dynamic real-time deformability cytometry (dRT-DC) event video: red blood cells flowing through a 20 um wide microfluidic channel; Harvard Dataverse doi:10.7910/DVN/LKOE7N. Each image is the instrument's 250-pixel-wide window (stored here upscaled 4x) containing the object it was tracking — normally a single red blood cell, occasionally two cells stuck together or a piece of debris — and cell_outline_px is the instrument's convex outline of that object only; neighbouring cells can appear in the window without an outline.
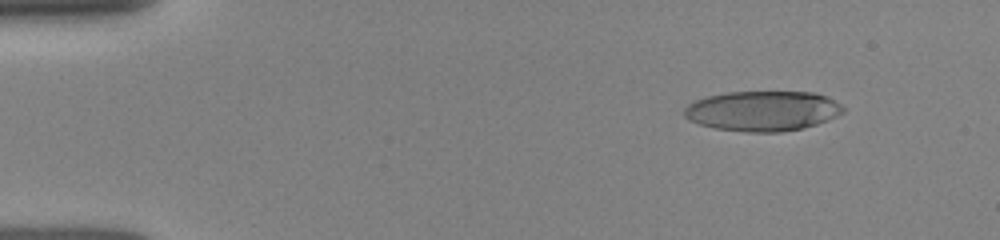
{"species": "human", "species_latin": "Homo sapiens", "temperature_condition": "room temperature", "stored_images_in_passage": 9, "camera_frame_rate_fps": 3000, "um_per_image_px": 0.085, "donor": {"sex": "female"}, "frame": {"image": 1, "passage_image": 2, "time_ms": 1.0, "image_size_px": [1000, 240], "cell_outline_px": [[844, 112], [836, 116], [816, 124], [800, 128], [780, 132], [748, 132], [716, 128], [700, 124], [688, 120], [684, 116], [684, 108], [688, 104], [696, 100], [708, 96], [728, 92], [816, 92], [828, 96], [840, 104], [844, 108]], "centroid_in_image_um": [64.83, 9.42], "position_along_channel_um": 20.2, "area_um2": 36.99}}
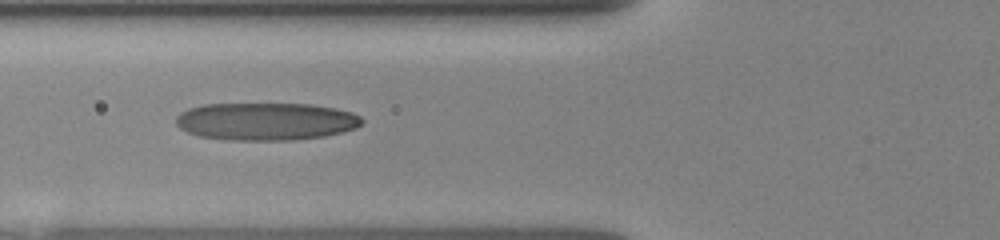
{"frame": {"image": 2, "passage_image": 7, "time_ms": 5.333, "image_size_px": [1000, 240], "cell_outline_px": [[364, 120], [356, 128], [324, 136], [292, 140], [228, 140], [200, 136], [188, 132], [180, 128], [176, 124], [176, 116], [180, 112], [188, 108], [204, 104], [312, 104], [336, 108], [352, 112], [360, 116]], "centroid_in_image_um": [22.59, 10.31], "position_along_channel_um": 103.2, "area_um2": 40.86}}
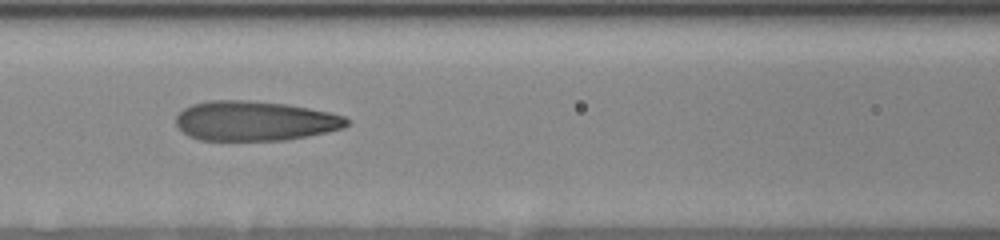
{"frame": {"image": 3, "passage_image": 8, "time_ms": 6.333, "image_size_px": [1000, 240], "cell_outline_px": [[348, 124], [344, 128], [328, 132], [308, 136], [284, 140], [200, 140], [188, 136], [176, 124], [176, 116], [184, 108], [192, 104], [208, 100], [248, 100], [288, 104], [328, 112], [344, 116], [348, 120]], "centroid_in_image_um": [21.65, 10.27], "position_along_channel_um": 144.9, "area_um2": 39.59}}